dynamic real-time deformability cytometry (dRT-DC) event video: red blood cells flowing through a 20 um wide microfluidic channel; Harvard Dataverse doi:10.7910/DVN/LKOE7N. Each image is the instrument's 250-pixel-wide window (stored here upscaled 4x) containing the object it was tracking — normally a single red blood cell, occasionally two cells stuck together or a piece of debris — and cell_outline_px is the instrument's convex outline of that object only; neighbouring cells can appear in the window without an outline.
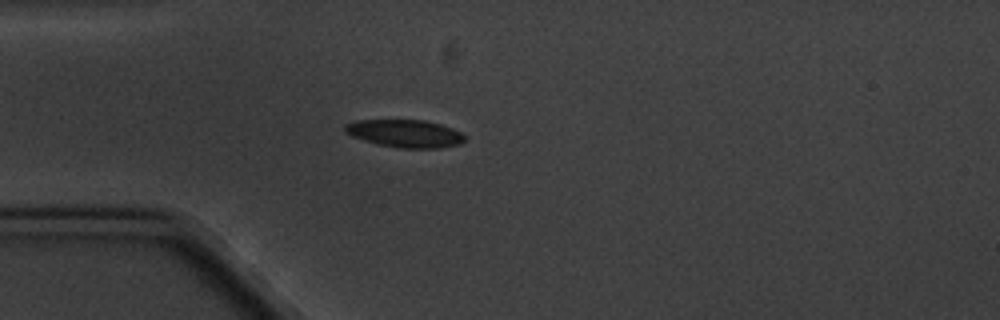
{"species": "common noctule bat (a hibernating species)", "species_latin": "Nyctalus noctula", "temperature_condition": "cold", "stored_images_in_passage": 14, "camera_frame_rate_fps": 3000, "um_per_image_px": 0.085, "animal": {"sex": "male", "body_mass_g": 20.1, "forearm_length_mm": 53.5}, "frame": {"image": 1, "passage_image": 3, "time_ms": 3.333, "image_size_px": [1000, 320], "cell_outline_px": [[464, 140], [460, 144], [440, 148], [396, 148], [376, 144], [352, 136], [344, 132], [344, 124], [356, 120], [424, 120], [440, 124], [452, 128], [460, 132], [464, 136]], "centroid_in_image_um": [34.39, 11.35], "position_along_channel_um": 50.6, "area_um2": 19.42}}
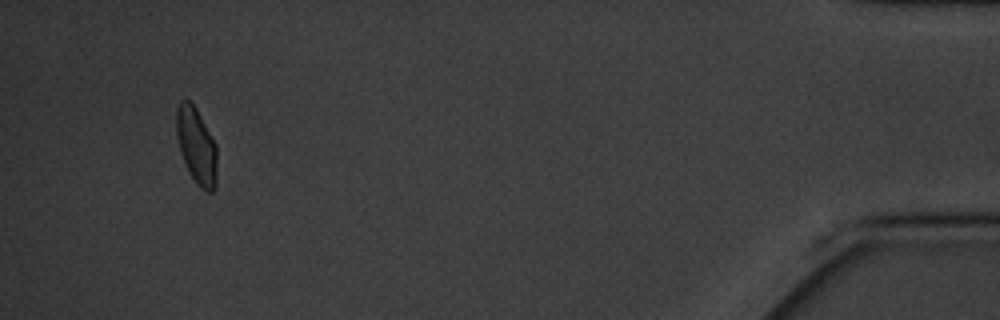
{"frame": {"image": 2, "passage_image": 14, "time_ms": 17.0, "image_size_px": [1000, 320], "cell_outline_px": [[216, 188], [212, 192], [208, 192], [200, 188], [188, 172], [180, 152], [176, 132], [176, 108], [180, 100], [184, 96], [196, 108], [216, 144]], "centroid_in_image_um": [16.68, 12.38], "position_along_channel_um": 418.5, "area_um2": 18.21}, "authors_computed_cell_mechanics": {"area_um2": 18.5827, "velocity_mm_per_s": 3.2984, "shape_relaxation_time_tau1_ms": 3.4238, "shape_relaxation_time_tau2_ms": 1.5231, "deformation_change_tau1": 0.1027, "deformation_change_tau2": 0.0596}}